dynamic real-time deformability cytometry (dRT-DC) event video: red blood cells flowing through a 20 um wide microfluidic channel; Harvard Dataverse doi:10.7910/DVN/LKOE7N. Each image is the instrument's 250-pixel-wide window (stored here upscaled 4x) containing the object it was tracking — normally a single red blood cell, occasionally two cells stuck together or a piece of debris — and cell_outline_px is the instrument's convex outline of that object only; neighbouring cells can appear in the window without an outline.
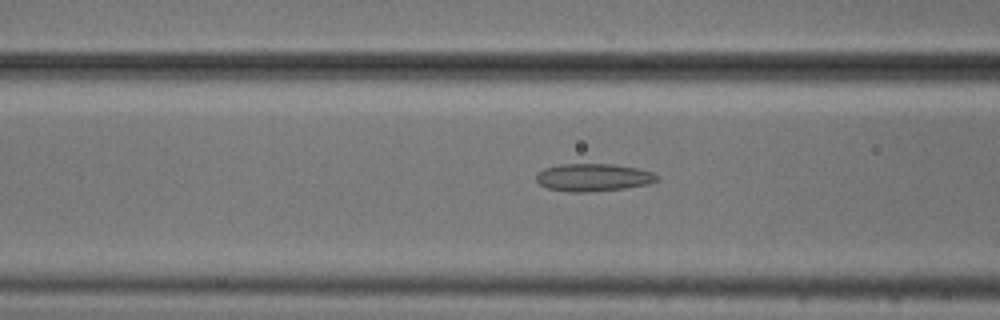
{"species": "common noctule bat (a hibernating species)", "species_latin": "Nyctalus noctula", "temperature_condition": "cold", "stored_images_in_passage": 46, "camera_frame_rate_fps": 3000, "um_per_image_px": 0.085, "animal": {"sex": "male", "body_mass_g": 20.5, "forearm_length_mm": 52.5}, "frame": {"image": 1, "passage_image": 13, "time_ms": 4.0, "image_size_px": [1000, 320], "cell_outline_px": [[660, 180], [648, 184], [624, 188], [584, 192], [568, 192], [548, 188], [540, 184], [536, 180], [536, 172], [544, 168], [560, 164], [612, 164], [636, 168], [652, 172]], "centroid_in_image_um": [50.39, 15.08], "position_along_channel_um": 116.2, "area_um2": 19.36}}
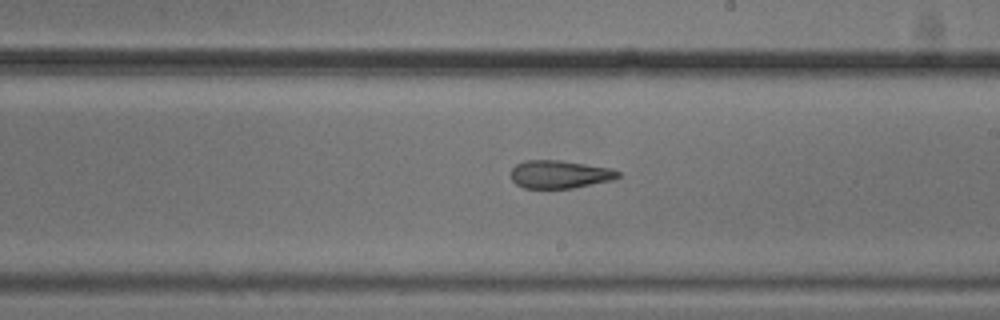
{"frame": {"image": 2, "passage_image": 23, "time_ms": 7.333, "image_size_px": [1000, 320], "cell_outline_px": [[620, 176], [612, 180], [572, 188], [524, 188], [516, 184], [512, 180], [512, 168], [516, 164], [524, 160], [560, 160], [608, 168], [620, 172]], "centroid_in_image_um": [47.54, 14.82], "position_along_channel_um": 241.5, "area_um2": 17.28}}
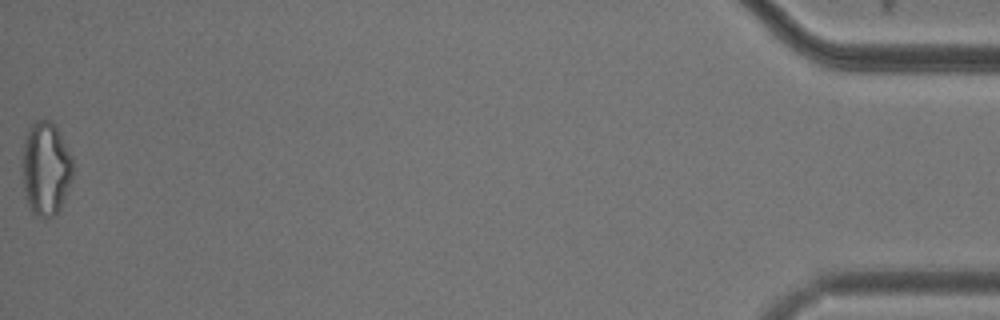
{"frame": {"image": 3, "passage_image": 46, "time_ms": 15.0, "image_size_px": [1000, 320], "cell_outline_px": [[72, 176], [60, 208], [52, 216], [44, 220], [36, 216], [32, 212], [24, 196], [20, 168], [20, 160], [24, 140], [32, 124], [36, 120], [48, 120], [56, 128], [72, 156]], "centroid_in_image_um": [3.83, 14.37], "position_along_channel_um": 431.4, "area_um2": 27.86}}